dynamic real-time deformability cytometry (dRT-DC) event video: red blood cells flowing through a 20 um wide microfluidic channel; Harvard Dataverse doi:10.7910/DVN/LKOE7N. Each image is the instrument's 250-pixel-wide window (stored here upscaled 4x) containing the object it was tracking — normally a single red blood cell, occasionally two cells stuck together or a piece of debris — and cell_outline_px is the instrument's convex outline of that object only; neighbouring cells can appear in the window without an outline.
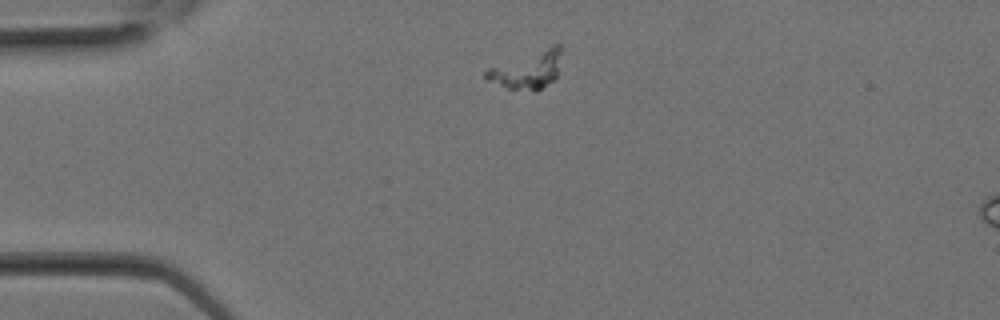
{"species": "Egyptian fruit bat (a non-hibernating species)", "species_latin": "Rousettus aegyptiacus", "temperature_condition": "room temperature", "stored_images_in_passage": 3, "camera_frame_rate_fps": 3000, "um_per_image_px": 0.085, "animal": {"sex": "female"}, "frame": {"image": 1, "passage_image": 1, "time_ms": 0.0, "image_size_px": [1000, 320], "cell_outline_px": [[560, 52], [556, 76], [552, 80], [536, 92], [532, 92], [508, 88], [484, 80], [484, 72], [488, 68], [552, 44], [560, 44]], "centroid_in_image_um": [44.78, 5.95], "position_along_channel_um": 40.2, "area_um2": 16.42}}